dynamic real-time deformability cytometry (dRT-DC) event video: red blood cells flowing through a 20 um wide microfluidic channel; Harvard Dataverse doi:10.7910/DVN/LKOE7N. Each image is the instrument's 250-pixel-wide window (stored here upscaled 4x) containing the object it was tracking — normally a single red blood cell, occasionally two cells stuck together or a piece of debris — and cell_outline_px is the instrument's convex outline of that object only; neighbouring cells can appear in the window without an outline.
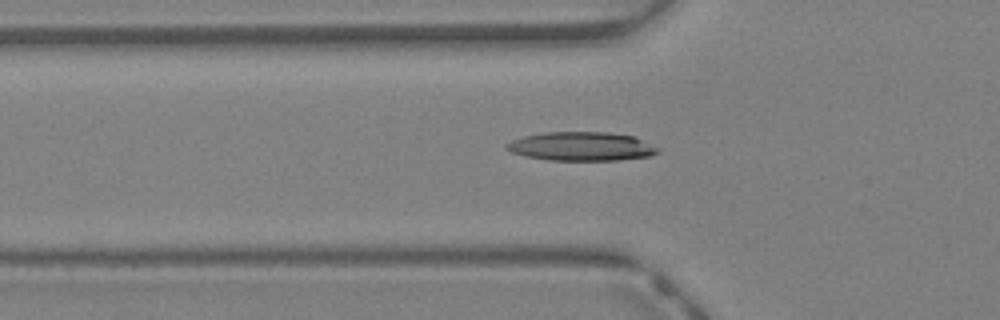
{"species": "Egyptian fruit bat (a non-hibernating species)", "species_latin": "Rousettus aegyptiacus", "temperature_condition": "warm", "stored_images_in_passage": 41, "camera_frame_rate_fps": 3000, "um_per_image_px": 0.085, "animal": {"sex": "female"}, "frame": {"image": 1, "passage_image": 16, "time_ms": 5.0, "image_size_px": [1000, 320], "cell_outline_px": [[660, 152], [648, 156], [616, 160], [548, 160], [528, 156], [512, 152], [504, 148], [504, 144], [512, 140], [524, 136], [544, 132], [608, 132], [636, 136], [660, 148]], "centroid_in_image_um": [49.44, 12.43], "position_along_channel_um": 76.4, "area_um2": 25.49}}
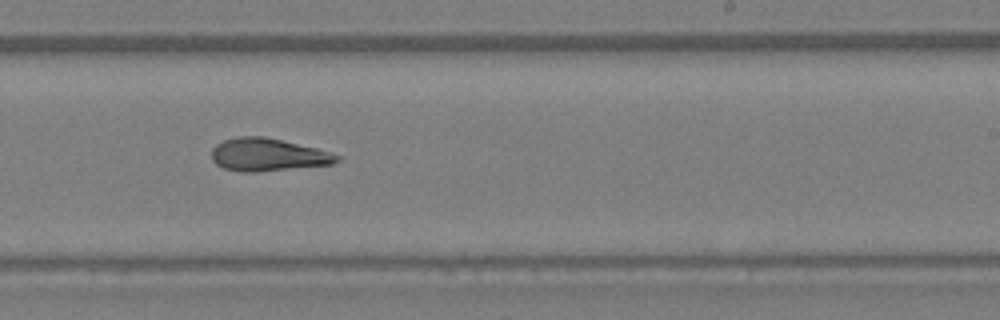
{"frame": {"image": 2, "passage_image": 28, "time_ms": 9.0, "image_size_px": [1000, 320], "cell_outline_px": [[340, 160], [332, 164], [256, 172], [244, 172], [224, 168], [216, 164], [212, 160], [212, 148], [216, 144], [224, 140], [236, 136], [264, 136], [316, 148], [340, 156]], "centroid_in_image_um": [22.73, 13.15], "position_along_channel_um": 266.3, "area_um2": 23.76}}
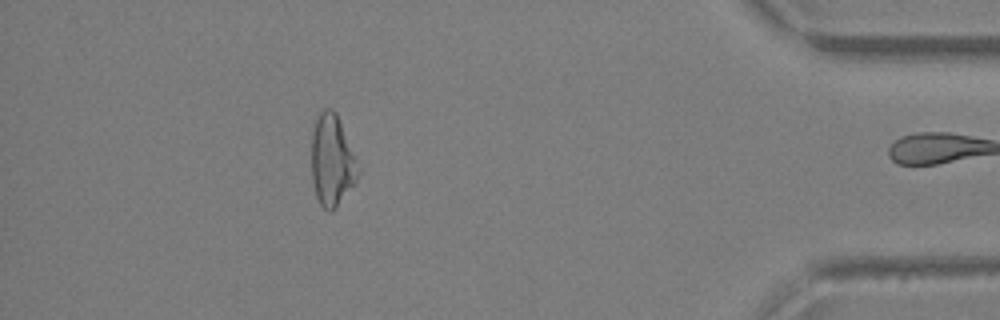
{"frame": {"image": 3, "passage_image": 40, "time_ms": 13.0, "image_size_px": [1000, 320], "cell_outline_px": [[360, 172], [356, 184], [332, 212], [328, 212], [320, 204], [316, 196], [312, 180], [312, 132], [316, 120], [320, 112], [324, 108], [332, 108], [336, 112], [356, 160]], "centroid_in_image_um": [28.22, 13.69], "position_along_channel_um": 407.0, "area_um2": 24.8}, "authors_computed_cell_mechanics": {"area_um2": 24.0448, "velocity_mm_per_s": 4.7419, "shape_relaxation_time_tau1_ms": null, "shape_relaxation_time_tau2_ms": 6.6625, "deformation_change_tau1": null, "deformation_change_tau2": 0.2193}}